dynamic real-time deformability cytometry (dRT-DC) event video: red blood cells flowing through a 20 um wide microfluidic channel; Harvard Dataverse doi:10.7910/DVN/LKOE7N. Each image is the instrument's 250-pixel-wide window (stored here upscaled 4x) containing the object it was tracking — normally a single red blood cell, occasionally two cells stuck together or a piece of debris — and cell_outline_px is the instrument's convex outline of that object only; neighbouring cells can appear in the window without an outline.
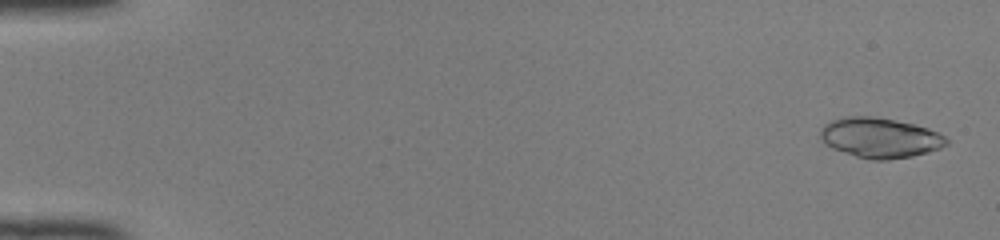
{"species": "common noctule bat (a hibernating species)", "species_latin": "Nyctalus noctula", "temperature_condition": "room temperature", "stored_images_in_passage": 48, "camera_frame_rate_fps": 3000, "um_per_image_px": 0.085, "animal": {"sex": "female", "body_mass_g": 22.0, "forearm_length_mm": 56.7}, "frame": {"image": 1, "passage_image": 1, "time_ms": 0.0, "image_size_px": [1000, 240], "cell_outline_px": [[948, 144], [940, 148], [928, 152], [912, 156], [888, 160], [872, 160], [856, 156], [832, 148], [820, 136], [820, 128], [824, 124], [832, 120], [844, 116], [872, 116], [912, 124], [928, 128], [944, 136], [948, 140]], "centroid_in_image_um": [74.79, 11.71], "position_along_channel_um": 10.2, "area_um2": 29.19}}
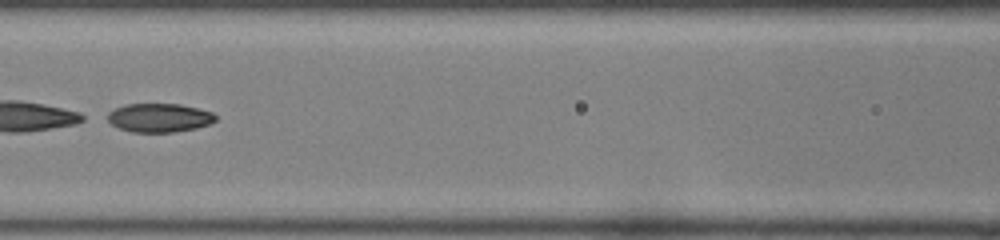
{"frame": {"image": 2, "passage_image": 23, "time_ms": 7.333, "image_size_px": [1000, 240], "cell_outline_px": [[216, 120], [208, 124], [196, 128], [172, 132], [132, 132], [120, 128], [112, 124], [108, 120], [108, 112], [116, 108], [128, 104], [180, 104], [212, 112], [216, 116]], "centroid_in_image_um": [13.54, 10.01], "position_along_channel_um": 153.1, "area_um2": 17.86}}
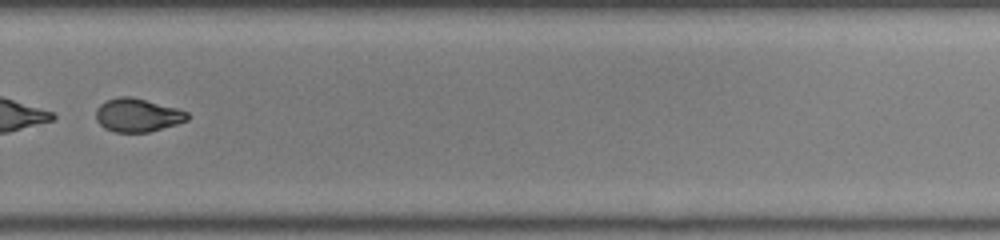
{"frame": {"image": 3, "passage_image": 35, "time_ms": 11.333, "image_size_px": [1000, 240], "cell_outline_px": [[188, 120], [176, 124], [148, 132], [116, 132], [104, 128], [96, 120], [96, 108], [100, 104], [108, 100], [120, 96], [132, 96], [176, 108], [188, 112]], "centroid_in_image_um": [11.67, 9.78], "position_along_channel_um": 318.1, "area_um2": 17.69}, "authors_computed_cell_mechanics": {"area_um2": 28.5243, "velocity_mm_per_s": 4.129, "shape_relaxation_time_tau1_ms": null, "shape_relaxation_time_tau2_ms": 1.6039, "deformation_change_tau1": null, "deformation_change_tau2": 0.0592}}